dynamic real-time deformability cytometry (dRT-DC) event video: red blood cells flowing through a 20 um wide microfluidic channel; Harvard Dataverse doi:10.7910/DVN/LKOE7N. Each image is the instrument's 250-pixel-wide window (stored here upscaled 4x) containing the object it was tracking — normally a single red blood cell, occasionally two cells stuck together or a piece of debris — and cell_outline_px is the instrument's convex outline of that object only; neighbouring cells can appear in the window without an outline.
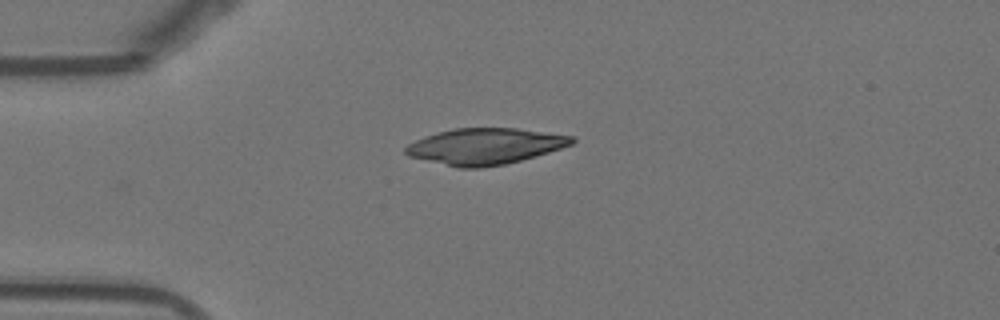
{"species": "Egyptian fruit bat (a non-hibernating species)", "species_latin": "Rousettus aegyptiacus", "temperature_condition": "warm", "stored_images_in_passage": 40, "camera_frame_rate_fps": 3000, "um_per_image_px": 0.085, "animal": {"sex": "female"}, "frame": {"image": 1, "passage_image": 1, "time_ms": 0.0, "image_size_px": [1000, 320], "cell_outline_px": [[576, 140], [572, 144], [536, 156], [504, 164], [480, 168], [460, 168], [408, 156], [404, 152], [404, 148], [408, 144], [424, 136], [436, 132], [456, 128], [516, 128], [576, 136]], "centroid_in_image_um": [41.22, 12.43], "position_along_channel_um": 43.8, "area_um2": 34.97}}
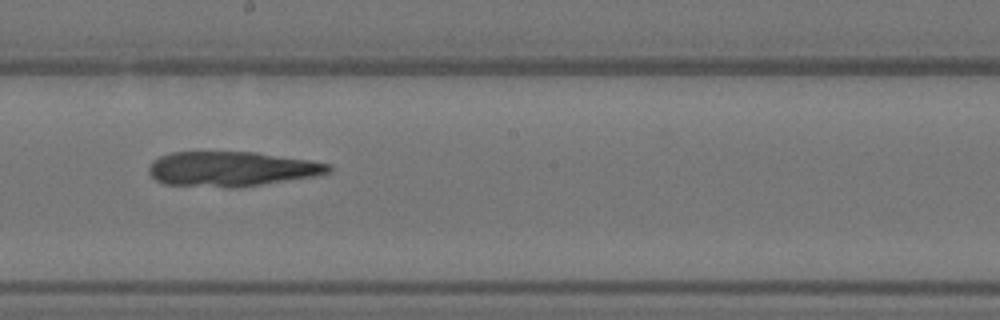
{"frame": {"image": 2, "passage_image": 17, "time_ms": 5.333, "image_size_px": [1000, 320], "cell_outline_px": [[332, 172], [316, 176], [236, 188], [228, 188], [164, 184], [156, 180], [148, 172], [148, 168], [152, 160], [160, 156], [172, 152], [256, 152], [308, 160], [328, 164], [332, 168]], "centroid_in_image_um": [19.66, 14.36], "position_along_channel_um": 228.5, "area_um2": 36.59}}
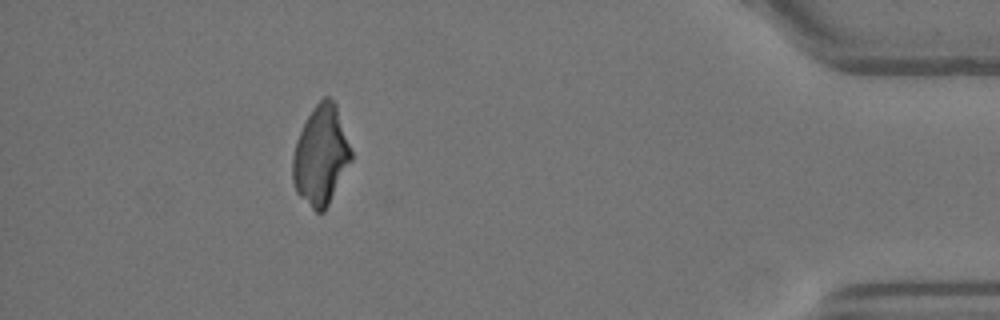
{"frame": {"image": 3, "passage_image": 35, "time_ms": 11.333, "image_size_px": [1000, 320], "cell_outline_px": [[352, 160], [324, 212], [316, 212], [296, 192], [292, 180], [292, 156], [296, 140], [312, 108], [324, 96], [328, 96], [336, 104], [352, 152]], "centroid_in_image_um": [27.26, 13.21], "position_along_channel_um": 407.9, "area_um2": 33.64}}